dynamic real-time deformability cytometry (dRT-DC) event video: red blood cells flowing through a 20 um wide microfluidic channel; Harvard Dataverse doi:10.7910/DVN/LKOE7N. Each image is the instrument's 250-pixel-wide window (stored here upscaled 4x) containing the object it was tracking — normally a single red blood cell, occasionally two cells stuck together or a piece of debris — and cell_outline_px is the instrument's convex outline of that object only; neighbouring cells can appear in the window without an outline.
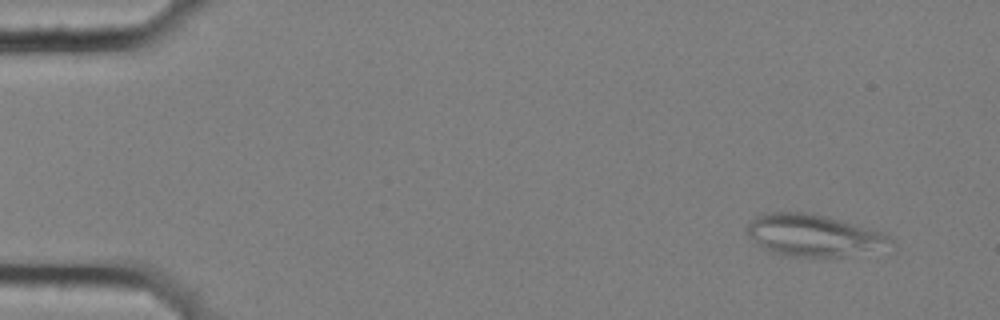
{"species": "common noctule bat (a hibernating species)", "species_latin": "Nyctalus noctula", "temperature_condition": "cold", "stored_images_in_passage": 5, "camera_frame_rate_fps": 3000, "um_per_image_px": 0.085, "animal": {"sex": "female", "body_mass_g": 25.1}, "frame": {"image": 1, "passage_image": 1, "time_ms": 0.0, "image_size_px": [1000, 320], "cell_outline_px": [[896, 248], [840, 256], [784, 256], [768, 252], [748, 236], [748, 224], [760, 212], [812, 212], [828, 216], [880, 232], [888, 236], [892, 240]], "centroid_in_image_um": [69.16, 20.0], "position_along_channel_um": 15.8, "area_um2": 35.26}}